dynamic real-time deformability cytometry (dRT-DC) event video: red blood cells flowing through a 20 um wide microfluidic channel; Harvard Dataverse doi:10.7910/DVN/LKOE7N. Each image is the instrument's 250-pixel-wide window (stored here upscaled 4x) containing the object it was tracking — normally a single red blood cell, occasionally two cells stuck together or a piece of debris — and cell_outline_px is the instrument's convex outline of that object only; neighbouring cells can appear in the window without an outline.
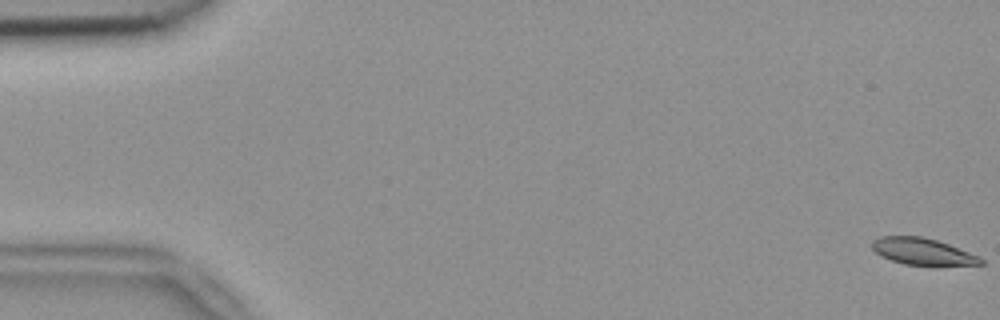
{"species": "common noctule bat (a hibernating species)", "species_latin": "Nyctalus noctula", "temperature_condition": "room temperature", "stored_images_in_passage": 13, "camera_frame_rate_fps": 3000, "um_per_image_px": 0.085, "animal": {"sex": "female", "body_mass_g": 18.4}, "frame": {"image": 1, "passage_image": 1, "time_ms": 0.0, "image_size_px": [1000, 320], "cell_outline_px": [[984, 264], [936, 268], [904, 264], [880, 256], [872, 248], [872, 240], [880, 236], [920, 236], [936, 240], [948, 244], [980, 256], [984, 260]], "centroid_in_image_um": [78.49, 21.43], "position_along_channel_um": 6.5, "area_um2": 17.69}}